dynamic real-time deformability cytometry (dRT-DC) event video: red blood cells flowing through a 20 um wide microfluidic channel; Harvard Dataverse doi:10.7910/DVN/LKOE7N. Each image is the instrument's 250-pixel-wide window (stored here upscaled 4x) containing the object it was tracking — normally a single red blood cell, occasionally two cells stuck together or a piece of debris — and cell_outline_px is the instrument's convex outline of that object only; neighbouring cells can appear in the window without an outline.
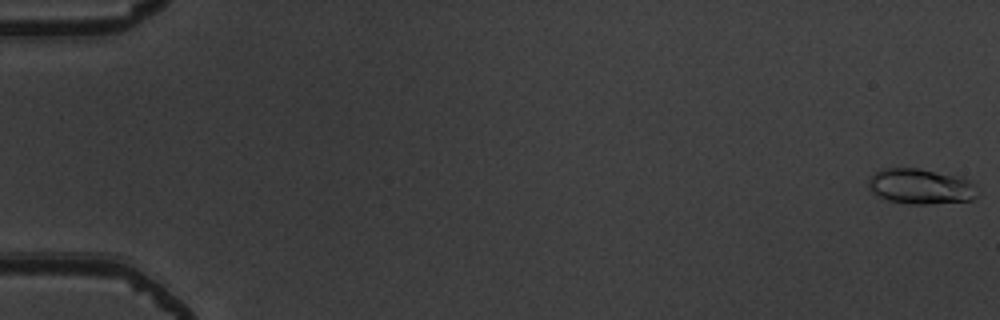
{"species": "common noctule bat (a hibernating species)", "species_latin": "Nyctalus noctula", "temperature_condition": "warm", "stored_images_in_passage": 11, "camera_frame_rate_fps": 3000, "um_per_image_px": 0.085, "animal": {"sex": "male", "body_mass_g": 19.5, "forearm_length_mm": 54.6}, "frame": {"image": 1, "passage_image": 1, "time_ms": 0.0, "image_size_px": [1000, 320], "cell_outline_px": [[976, 196], [972, 200], [928, 204], [912, 204], [888, 200], [876, 196], [868, 188], [868, 180], [880, 168], [916, 168], [964, 176], [972, 184]], "centroid_in_image_um": [78.21, 15.83], "position_along_channel_um": 6.8, "area_um2": 22.48}}